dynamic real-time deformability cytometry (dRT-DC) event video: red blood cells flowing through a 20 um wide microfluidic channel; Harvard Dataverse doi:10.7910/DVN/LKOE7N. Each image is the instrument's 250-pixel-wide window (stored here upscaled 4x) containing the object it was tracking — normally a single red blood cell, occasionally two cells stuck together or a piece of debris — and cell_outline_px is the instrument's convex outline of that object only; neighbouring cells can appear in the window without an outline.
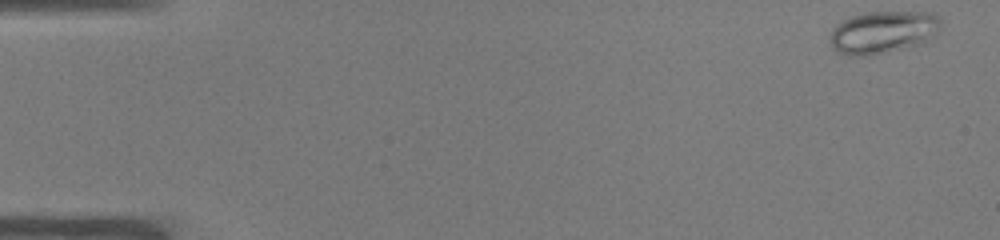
{"species": "common noctule bat (a hibernating species)", "species_latin": "Nyctalus noctula", "temperature_condition": "warm", "stored_images_in_passage": 52, "segment_of_instrument_passage": [1, 2], "camera_frame_rate_fps": 3000, "um_per_image_px": 0.085, "animal": {"sex": "male", "body_mass_g": 19.0, "forearm_length_mm": 50.8}, "frame": {"image": 1, "passage_image": 1, "time_ms": 0.0, "image_size_px": [1000, 240], "cell_outline_px": [[940, 28], [924, 44], [864, 56], [848, 56], [836, 52], [832, 48], [828, 36], [832, 28], [844, 20], [852, 16], [868, 12], [936, 12], [940, 16]], "centroid_in_image_um": [75.04, 2.74], "position_along_channel_um": 10.0, "area_um2": 27.69}}
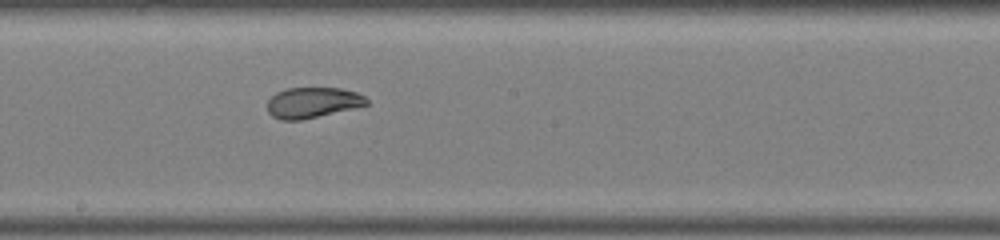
{"frame": {"image": 2, "passage_image": 28, "time_ms": 9.0, "image_size_px": [1000, 240], "cell_outline_px": [[368, 104], [352, 108], [300, 120], [280, 120], [272, 116], [268, 112], [268, 100], [276, 92], [288, 88], [340, 88], [356, 92], [364, 96], [368, 100]], "centroid_in_image_um": [26.54, 8.71], "position_along_channel_um": 221.7, "area_um2": 17.46}}
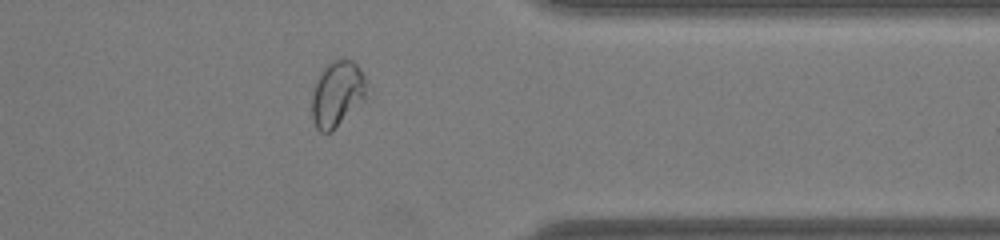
{"frame": {"image": 3, "passage_image": 41, "time_ms": 13.333, "image_size_px": [1000, 240], "cell_outline_px": [[368, 84], [364, 96], [332, 132], [320, 132], [316, 128], [312, 120], [312, 92], [320, 72], [332, 60], [352, 60], [360, 68], [368, 80]], "centroid_in_image_um": [28.64, 7.96], "position_along_channel_um": 382.8, "area_um2": 20.63}}